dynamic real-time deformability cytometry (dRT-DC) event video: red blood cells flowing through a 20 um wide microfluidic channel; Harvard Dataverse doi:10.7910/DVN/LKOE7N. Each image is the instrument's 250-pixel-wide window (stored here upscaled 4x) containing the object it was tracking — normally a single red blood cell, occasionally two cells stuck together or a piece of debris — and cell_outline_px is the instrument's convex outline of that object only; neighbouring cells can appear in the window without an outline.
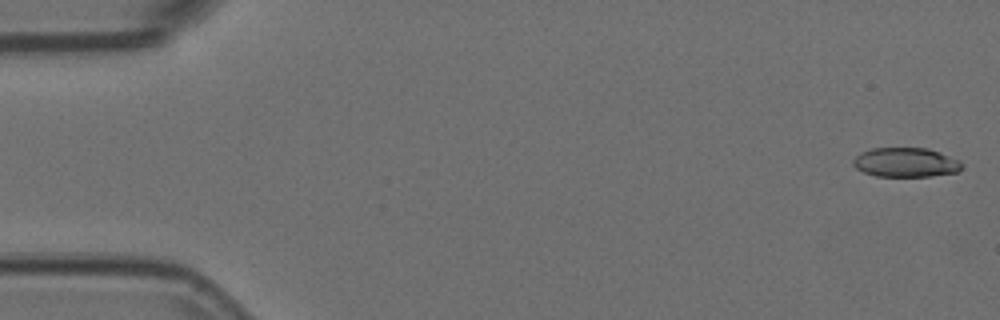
{"species": "Egyptian fruit bat (a non-hibernating species)", "species_latin": "Rousettus aegyptiacus", "temperature_condition": "room temperature", "stored_images_in_passage": 54, "camera_frame_rate_fps": 3000, "um_per_image_px": 0.085, "animal": {"sex": "female"}, "frame": {"image": 1, "passage_image": 1, "time_ms": 0.0, "image_size_px": [1000, 320], "cell_outline_px": [[964, 164], [960, 172], [932, 176], [876, 176], [864, 172], [856, 168], [852, 164], [852, 160], [860, 152], [872, 148], [928, 148], [960, 160]], "centroid_in_image_um": [77.01, 13.8], "position_along_channel_um": 8.0, "area_um2": 18.79}}
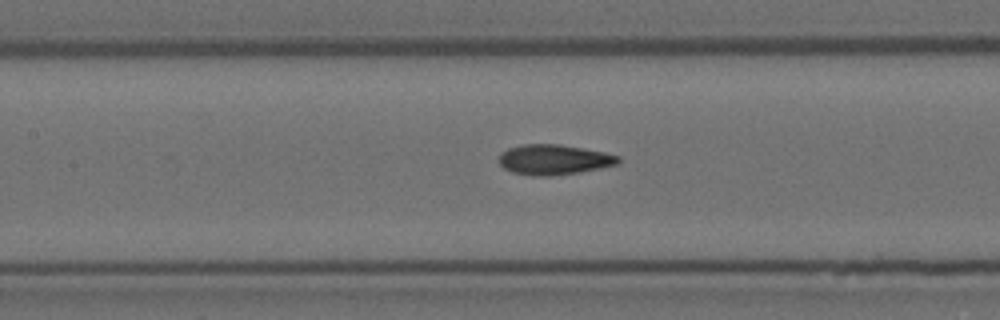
{"frame": {"image": 2, "passage_image": 24, "time_ms": 7.667, "image_size_px": [1000, 320], "cell_outline_px": [[620, 164], [580, 172], [548, 176], [532, 176], [512, 172], [504, 168], [500, 164], [500, 152], [508, 148], [524, 144], [560, 144], [604, 152], [620, 156]], "centroid_in_image_um": [47.09, 13.57], "position_along_channel_um": 160.3, "area_um2": 21.04}}
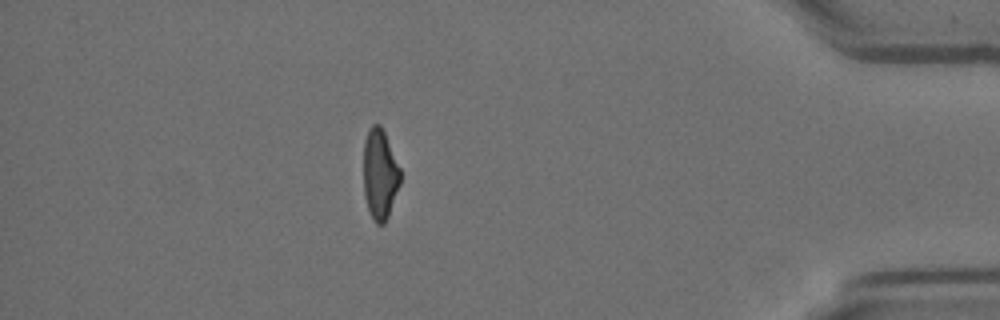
{"frame": {"image": 3, "passage_image": 47, "time_ms": 15.333, "image_size_px": [1000, 320], "cell_outline_px": [[400, 184], [388, 216], [384, 224], [376, 224], [372, 220], [364, 196], [364, 140], [368, 128], [372, 124], [380, 124], [384, 132], [400, 168]], "centroid_in_image_um": [32.28, 14.81], "position_along_channel_um": 402.9, "area_um2": 19.36}, "authors_computed_cell_mechanics": {"area_um2": 20.2589, "velocity_mm_per_s": 3.7654, "shape_relaxation_time_tau1_ms": 11.1258, "shape_relaxation_time_tau2_ms": 1.6938, "deformation_change_tau1": 0.2669, "deformation_change_tau2": 0.0817}}